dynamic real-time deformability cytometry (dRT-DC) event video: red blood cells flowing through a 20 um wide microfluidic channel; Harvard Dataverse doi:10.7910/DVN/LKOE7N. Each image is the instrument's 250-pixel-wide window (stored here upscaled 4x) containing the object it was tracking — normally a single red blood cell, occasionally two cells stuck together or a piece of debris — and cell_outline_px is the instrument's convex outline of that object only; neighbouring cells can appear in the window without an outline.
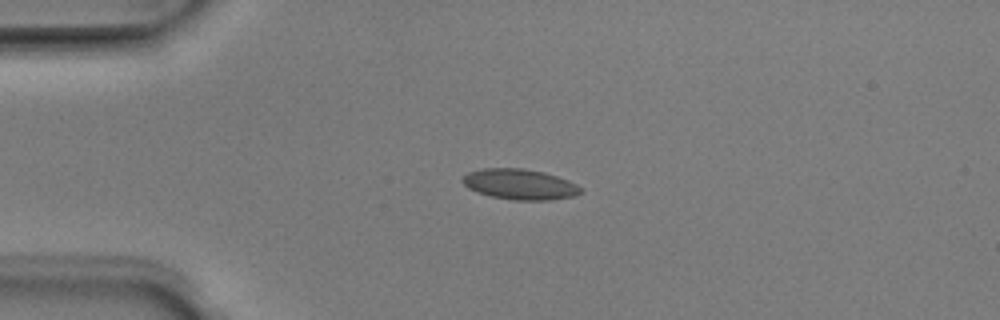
{"species": "Egyptian fruit bat (a non-hibernating species)", "species_latin": "Rousettus aegyptiacus", "temperature_condition": "room temperature", "stored_images_in_passage": 7, "camera_frame_rate_fps": 3000, "um_per_image_px": 0.085, "animal": {"sex": "male"}, "frame": {"image": 1, "passage_image": 3, "time_ms": 0.667, "image_size_px": [1000, 320], "cell_outline_px": [[584, 192], [572, 196], [552, 200], [516, 200], [492, 196], [468, 188], [460, 180], [468, 172], [484, 168], [524, 168], [544, 172], [568, 180], [576, 184]], "centroid_in_image_um": [44.19, 15.66], "position_along_channel_um": 40.8, "area_um2": 20.87}}
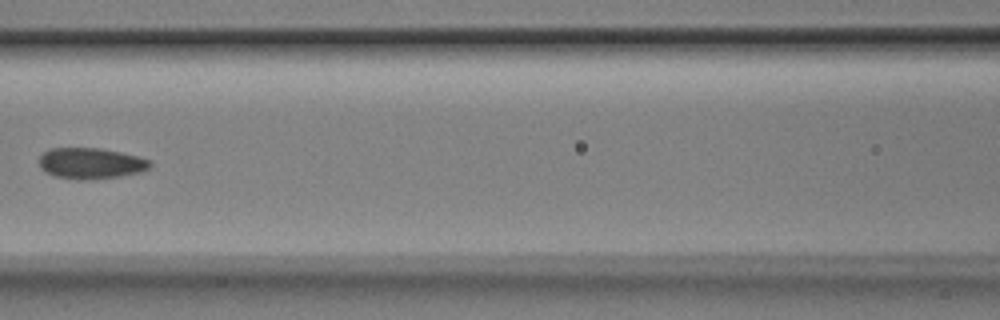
{"frame": {"image": 2, "passage_image": 6, "time_ms": 1.667, "image_size_px": [1000, 320], "cell_outline_px": [[152, 164], [148, 168], [140, 172], [120, 176], [88, 180], [76, 180], [56, 176], [44, 172], [40, 168], [40, 156], [44, 152], [52, 148], [100, 148], [140, 156], [152, 160]], "centroid_in_image_um": [7.73, 13.88], "position_along_channel_um": 158.9, "area_um2": 20.17}}
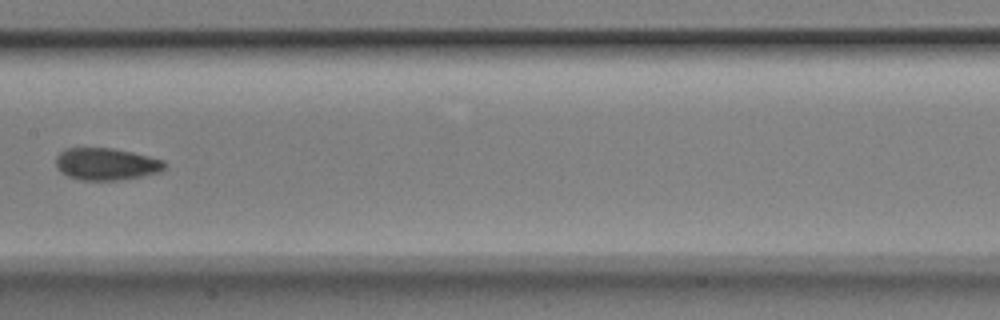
{"frame": {"image": 3, "passage_image": 7, "time_ms": 2.0, "image_size_px": [1000, 320], "cell_outline_px": [[168, 164], [160, 172], [140, 176], [116, 180], [80, 180], [68, 176], [60, 172], [56, 168], [56, 156], [64, 148], [112, 148], [132, 152], [164, 160]], "centroid_in_image_um": [9.01, 13.94], "position_along_channel_um": 198.4, "area_um2": 20.4}}